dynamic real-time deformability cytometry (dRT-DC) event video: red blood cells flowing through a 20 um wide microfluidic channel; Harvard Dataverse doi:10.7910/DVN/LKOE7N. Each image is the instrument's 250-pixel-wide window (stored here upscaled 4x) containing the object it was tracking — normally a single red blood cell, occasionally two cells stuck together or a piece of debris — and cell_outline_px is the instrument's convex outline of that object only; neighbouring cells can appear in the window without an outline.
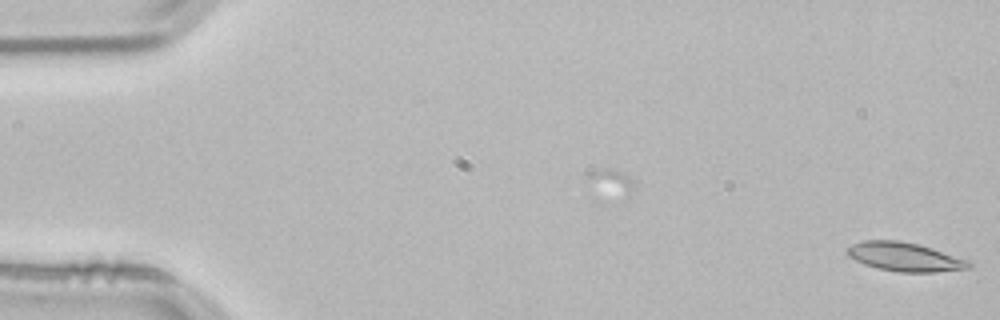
{"species": "common noctule bat (a hibernating species)", "species_latin": "Nyctalus noctula", "temperature_condition": "room temperature", "stored_images_in_passage": 6, "camera_frame_rate_fps": 3000, "um_per_image_px": 0.085, "animal": {"sex": "male", "body_mass_g": 21.5, "forearm_length_mm": 52.0}, "frame": {"image": 1, "passage_image": 6, "time_ms": 1.667, "image_size_px": [1000, 320], "cell_outline_px": [[972, 268], [936, 272], [900, 272], [876, 268], [864, 264], [848, 256], [844, 252], [852, 244], [864, 240], [900, 240], [932, 248], [972, 260]], "centroid_in_image_um": [76.94, 21.84], "position_along_channel_um": 8.1, "area_um2": 20.69}}